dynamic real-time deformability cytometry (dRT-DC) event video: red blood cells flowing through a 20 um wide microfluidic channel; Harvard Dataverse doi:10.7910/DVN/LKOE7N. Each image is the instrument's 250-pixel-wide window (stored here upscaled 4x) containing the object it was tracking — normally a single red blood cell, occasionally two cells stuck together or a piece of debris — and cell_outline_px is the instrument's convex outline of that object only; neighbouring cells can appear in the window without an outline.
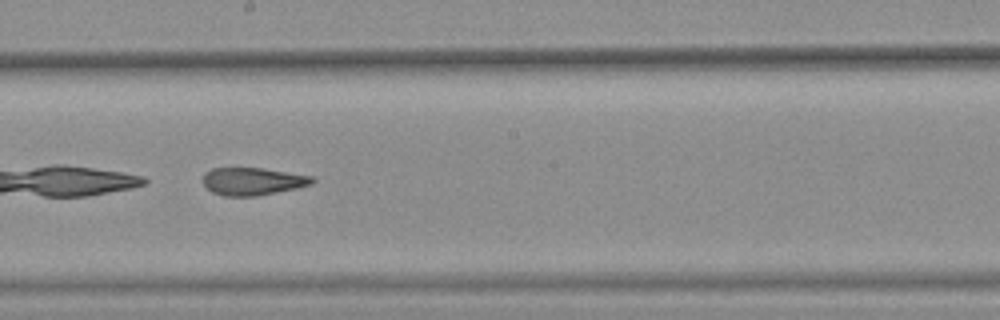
{"species": "common noctule bat (a hibernating species)", "species_latin": "Nyctalus noctula", "temperature_condition": "warm", "stored_images_in_passage": 29, "camera_frame_rate_fps": 3000, "um_per_image_px": 0.085, "animal": {"sex": "female", "body_mass_g": 25.1}, "frame": {"image": 1, "passage_image": 13, "time_ms": 4.0, "image_size_px": [1000, 320], "cell_outline_px": [[316, 180], [312, 184], [296, 188], [256, 196], [224, 196], [212, 192], [204, 184], [204, 172], [212, 168], [260, 168], [312, 176]], "centroid_in_image_um": [21.47, 15.41], "position_along_channel_um": 226.7, "area_um2": 17.4}}